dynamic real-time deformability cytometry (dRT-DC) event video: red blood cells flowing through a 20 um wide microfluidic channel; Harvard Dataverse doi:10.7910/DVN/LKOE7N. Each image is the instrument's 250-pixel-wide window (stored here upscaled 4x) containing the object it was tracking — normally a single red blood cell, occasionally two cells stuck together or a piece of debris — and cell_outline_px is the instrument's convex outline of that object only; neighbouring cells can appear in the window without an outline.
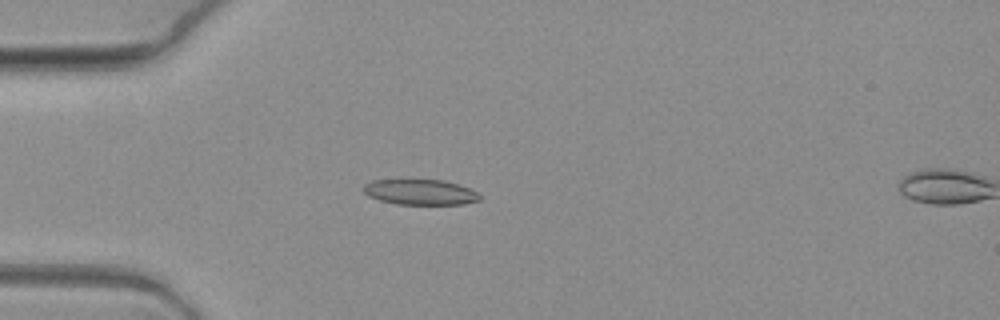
{"species": "common noctule bat (a hibernating species)", "species_latin": "Nyctalus noctula", "temperature_condition": "warm", "stored_images_in_passage": 5, "camera_frame_rate_fps": 3000, "um_per_image_px": 0.085, "animal": {"sex": "female", "body_mass_g": 19.3, "forearm_length_mm": 54.1}, "frame": {"image": 1, "passage_image": 4, "time_ms": 1.0, "image_size_px": [1000, 320], "cell_outline_px": [[480, 200], [464, 204], [396, 204], [380, 200], [368, 196], [364, 192], [364, 184], [372, 180], [444, 180], [468, 188], [476, 192], [480, 196]], "centroid_in_image_um": [35.7, 16.33], "position_along_channel_um": 49.3, "area_um2": 17.05}}